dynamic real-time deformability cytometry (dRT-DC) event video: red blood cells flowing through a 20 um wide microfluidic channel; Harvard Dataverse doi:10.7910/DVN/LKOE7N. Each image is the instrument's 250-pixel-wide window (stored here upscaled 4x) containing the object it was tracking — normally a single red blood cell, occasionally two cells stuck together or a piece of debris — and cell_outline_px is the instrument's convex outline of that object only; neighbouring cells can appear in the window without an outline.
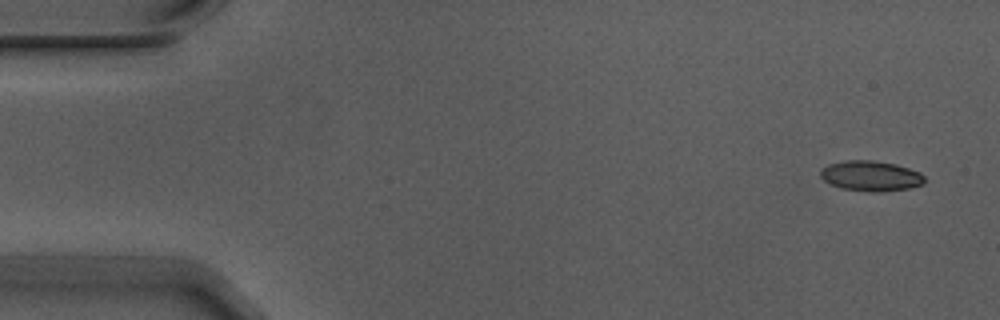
{"species": "Egyptian fruit bat (a non-hibernating species)", "species_latin": "Rousettus aegyptiacus", "temperature_condition": "warm", "stored_images_in_passage": 8, "camera_frame_rate_fps": 3000, "um_per_image_px": 0.085, "animal": {"sex": "male"}, "frame": {"image": 1, "passage_image": 1, "time_ms": 0.0, "image_size_px": [1000, 320], "cell_outline_px": [[924, 184], [908, 188], [880, 192], [872, 192], [840, 188], [824, 180], [820, 176], [820, 172], [828, 164], [844, 160], [872, 160], [896, 164], [920, 172], [924, 176]], "centroid_in_image_um": [74.02, 14.95], "position_along_channel_um": 11.0, "area_um2": 18.32}}
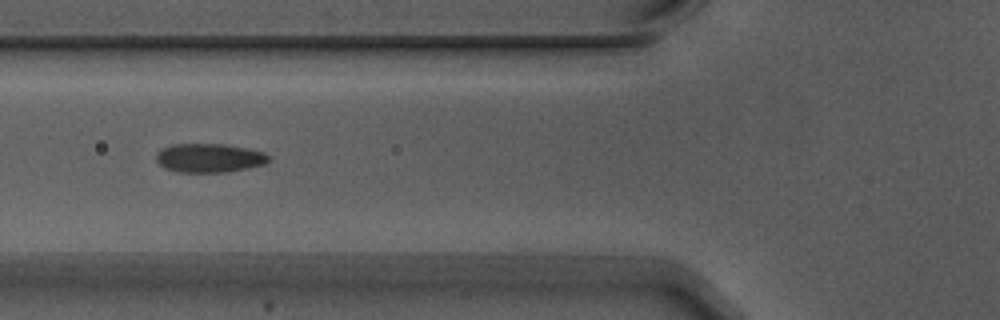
{"frame": {"image": 2, "passage_image": 6, "time_ms": 1.667, "image_size_px": [1000, 320], "cell_outline_px": [[268, 160], [264, 164], [248, 168], [224, 172], [180, 172], [164, 168], [156, 160], [156, 152], [160, 148], [172, 144], [224, 144], [264, 152], [268, 156]], "centroid_in_image_um": [17.73, 13.42], "position_along_channel_um": 108.1, "area_um2": 18.84}}
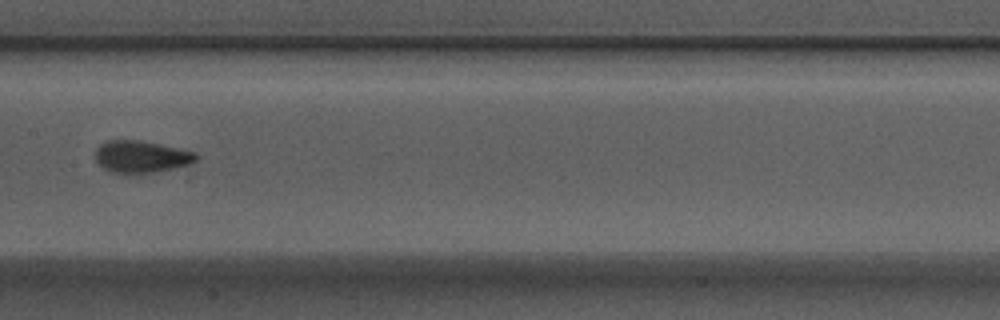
{"frame": {"image": 3, "passage_image": 8, "time_ms": 2.333, "image_size_px": [1000, 320], "cell_outline_px": [[200, 156], [196, 160], [188, 164], [156, 172], [108, 172], [96, 160], [96, 148], [100, 144], [108, 140], [136, 140], [160, 144], [192, 152]], "centroid_in_image_um": [11.97, 13.3], "position_along_channel_um": 195.4, "area_um2": 18.32}}